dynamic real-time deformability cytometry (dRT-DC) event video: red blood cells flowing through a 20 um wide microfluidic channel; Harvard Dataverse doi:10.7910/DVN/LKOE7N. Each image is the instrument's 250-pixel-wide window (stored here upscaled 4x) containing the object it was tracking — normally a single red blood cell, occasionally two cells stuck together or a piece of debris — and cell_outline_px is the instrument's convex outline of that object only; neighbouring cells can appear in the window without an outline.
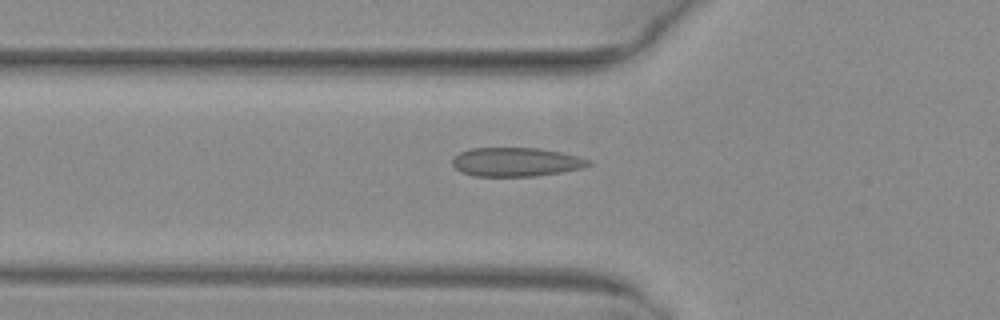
{"species": "common noctule bat (a hibernating species)", "species_latin": "Nyctalus noctula", "temperature_condition": "warm", "stored_images_in_passage": 52, "camera_frame_rate_fps": 3000, "um_per_image_px": 0.085, "animal": {"sex": "female", "body_mass_g": 29.2, "forearm_length_mm": 56.3}, "frame": {"image": 1, "passage_image": 19, "time_ms": 6.0, "image_size_px": [1000, 320], "cell_outline_px": [[592, 164], [584, 168], [536, 176], [472, 176], [460, 172], [452, 164], [452, 160], [460, 152], [472, 148], [540, 148], [580, 156], [592, 160]], "centroid_in_image_um": [43.9, 13.77], "position_along_channel_um": 81.9, "area_um2": 23.06}}
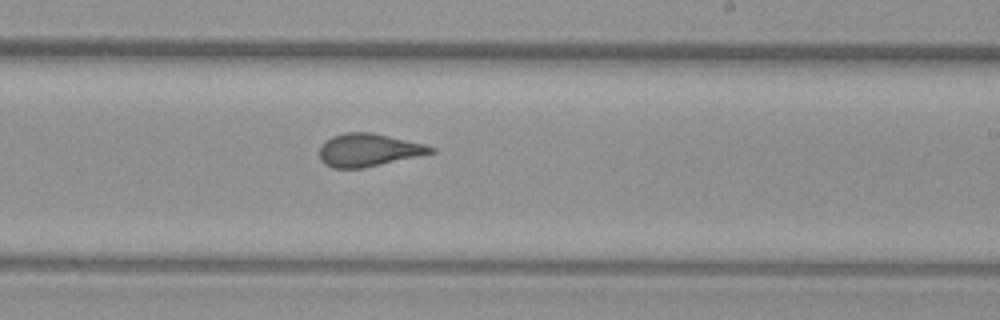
{"frame": {"image": 2, "passage_image": 32, "time_ms": 10.333, "image_size_px": [1000, 320], "cell_outline_px": [[436, 152], [364, 168], [332, 168], [324, 164], [320, 160], [320, 144], [324, 140], [332, 136], [344, 132], [372, 132], [424, 144], [436, 148]], "centroid_in_image_um": [31.29, 12.75], "position_along_channel_um": 257.7, "area_um2": 21.44}}
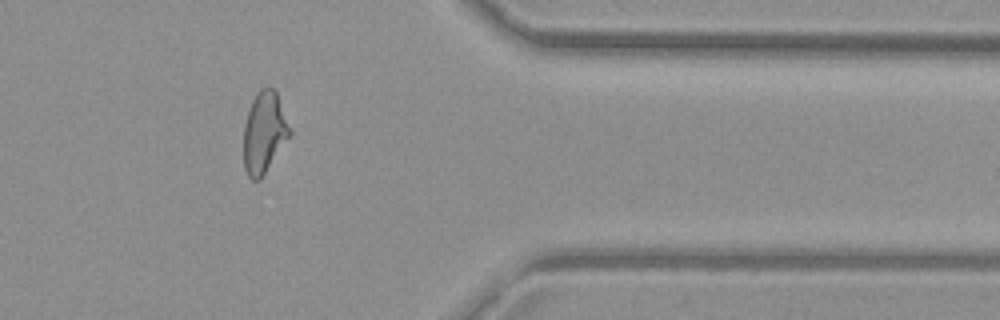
{"frame": {"image": 3, "passage_image": 43, "time_ms": 14.0, "image_size_px": [1000, 320], "cell_outline_px": [[292, 136], [260, 180], [252, 180], [248, 176], [244, 168], [244, 124], [252, 100], [256, 92], [260, 88], [268, 84], [276, 92], [292, 132]], "centroid_in_image_um": [22.47, 11.27], "position_along_channel_um": 388.9, "area_um2": 22.2}, "authors_computed_cell_mechanics": {"area_um2": 22.4842, "velocity_mm_per_s": 4.0368, "shape_relaxation_time_tau1_ms": null, "shape_relaxation_time_tau2_ms": 0.6315, "deformation_change_tau1": null, "deformation_change_tau2": 0.0612}}